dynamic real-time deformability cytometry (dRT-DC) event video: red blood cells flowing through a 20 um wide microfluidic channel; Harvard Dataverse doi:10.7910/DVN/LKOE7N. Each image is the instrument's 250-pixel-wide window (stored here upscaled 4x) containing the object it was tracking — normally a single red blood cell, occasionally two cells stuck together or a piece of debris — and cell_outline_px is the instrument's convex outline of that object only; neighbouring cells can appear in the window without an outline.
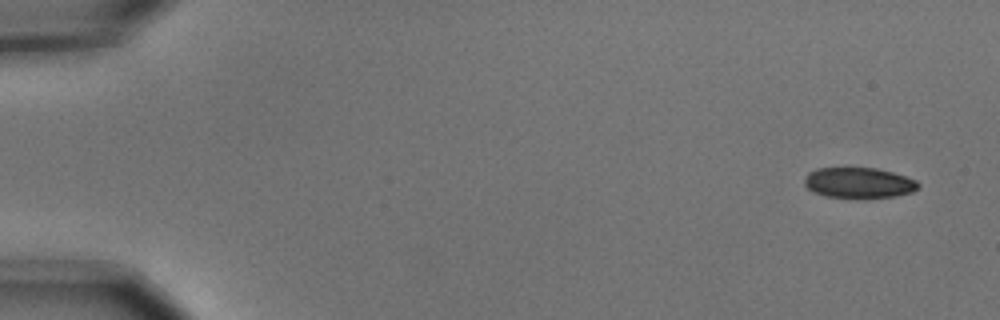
{"species": "common noctule bat (a hibernating species)", "species_latin": "Nyctalus noctula", "temperature_condition": "cold", "stored_images_in_passage": 5, "camera_frame_rate_fps": 3000, "um_per_image_px": 0.085, "animal": {"sex": "male", "body_mass_g": 15.6}, "frame": {"image": 1, "passage_image": 1, "time_ms": 0.0, "image_size_px": [1000, 320], "cell_outline_px": [[920, 188], [912, 192], [896, 196], [860, 200], [856, 200], [828, 196], [812, 192], [804, 184], [804, 180], [808, 172], [816, 168], [848, 164], [876, 168], [892, 172], [916, 180], [920, 184]], "centroid_in_image_um": [72.96, 15.51], "position_along_channel_um": 12.0, "area_um2": 21.73}}
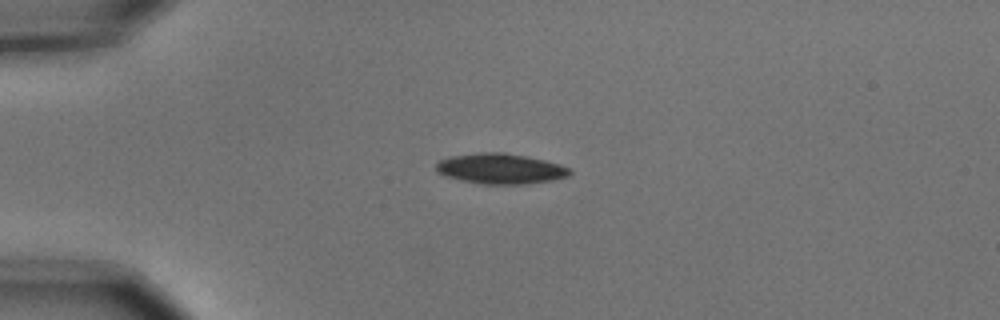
{"frame": {"image": 2, "passage_image": 4, "time_ms": 1.0, "image_size_px": [1000, 320], "cell_outline_px": [[572, 172], [568, 176], [552, 180], [528, 184], [480, 184], [460, 180], [444, 176], [436, 172], [436, 164], [440, 160], [448, 156], [476, 152], [504, 152], [544, 160], [560, 164], [568, 168]], "centroid_in_image_um": [42.49, 14.34], "position_along_channel_um": 42.5, "area_um2": 23.87}}